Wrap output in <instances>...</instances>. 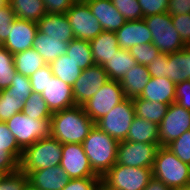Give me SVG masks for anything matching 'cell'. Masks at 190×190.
<instances>
[{
  "mask_svg": "<svg viewBox=\"0 0 190 190\" xmlns=\"http://www.w3.org/2000/svg\"><path fill=\"white\" fill-rule=\"evenodd\" d=\"M158 127L160 146H167L184 132L190 130V110L173 102L169 105Z\"/></svg>",
  "mask_w": 190,
  "mask_h": 190,
  "instance_id": "cell-12",
  "label": "cell"
},
{
  "mask_svg": "<svg viewBox=\"0 0 190 190\" xmlns=\"http://www.w3.org/2000/svg\"><path fill=\"white\" fill-rule=\"evenodd\" d=\"M17 19L38 22L47 14L43 0H9Z\"/></svg>",
  "mask_w": 190,
  "mask_h": 190,
  "instance_id": "cell-28",
  "label": "cell"
},
{
  "mask_svg": "<svg viewBox=\"0 0 190 190\" xmlns=\"http://www.w3.org/2000/svg\"><path fill=\"white\" fill-rule=\"evenodd\" d=\"M183 163L190 165V130L184 132L179 138L166 146Z\"/></svg>",
  "mask_w": 190,
  "mask_h": 190,
  "instance_id": "cell-39",
  "label": "cell"
},
{
  "mask_svg": "<svg viewBox=\"0 0 190 190\" xmlns=\"http://www.w3.org/2000/svg\"><path fill=\"white\" fill-rule=\"evenodd\" d=\"M168 54L160 53L155 59L147 65L150 77L167 78Z\"/></svg>",
  "mask_w": 190,
  "mask_h": 190,
  "instance_id": "cell-47",
  "label": "cell"
},
{
  "mask_svg": "<svg viewBox=\"0 0 190 190\" xmlns=\"http://www.w3.org/2000/svg\"><path fill=\"white\" fill-rule=\"evenodd\" d=\"M97 190H112V189H109L106 185H104L102 182H100Z\"/></svg>",
  "mask_w": 190,
  "mask_h": 190,
  "instance_id": "cell-53",
  "label": "cell"
},
{
  "mask_svg": "<svg viewBox=\"0 0 190 190\" xmlns=\"http://www.w3.org/2000/svg\"><path fill=\"white\" fill-rule=\"evenodd\" d=\"M152 33V43L160 53L172 54L186 47L168 12L143 18Z\"/></svg>",
  "mask_w": 190,
  "mask_h": 190,
  "instance_id": "cell-5",
  "label": "cell"
},
{
  "mask_svg": "<svg viewBox=\"0 0 190 190\" xmlns=\"http://www.w3.org/2000/svg\"><path fill=\"white\" fill-rule=\"evenodd\" d=\"M24 190H37V189L33 188V187L28 183L27 186L24 188Z\"/></svg>",
  "mask_w": 190,
  "mask_h": 190,
  "instance_id": "cell-55",
  "label": "cell"
},
{
  "mask_svg": "<svg viewBox=\"0 0 190 190\" xmlns=\"http://www.w3.org/2000/svg\"><path fill=\"white\" fill-rule=\"evenodd\" d=\"M38 28L37 23L29 20L16 19L10 24L8 37L2 43L13 55L32 48Z\"/></svg>",
  "mask_w": 190,
  "mask_h": 190,
  "instance_id": "cell-15",
  "label": "cell"
},
{
  "mask_svg": "<svg viewBox=\"0 0 190 190\" xmlns=\"http://www.w3.org/2000/svg\"><path fill=\"white\" fill-rule=\"evenodd\" d=\"M135 116L133 100L132 98H126L97 120L95 125L118 142H121L126 140Z\"/></svg>",
  "mask_w": 190,
  "mask_h": 190,
  "instance_id": "cell-8",
  "label": "cell"
},
{
  "mask_svg": "<svg viewBox=\"0 0 190 190\" xmlns=\"http://www.w3.org/2000/svg\"><path fill=\"white\" fill-rule=\"evenodd\" d=\"M87 4L103 31L116 32L126 22V19L112 4L111 0H92Z\"/></svg>",
  "mask_w": 190,
  "mask_h": 190,
  "instance_id": "cell-20",
  "label": "cell"
},
{
  "mask_svg": "<svg viewBox=\"0 0 190 190\" xmlns=\"http://www.w3.org/2000/svg\"><path fill=\"white\" fill-rule=\"evenodd\" d=\"M52 113L75 106L72 87L52 76L41 93Z\"/></svg>",
  "mask_w": 190,
  "mask_h": 190,
  "instance_id": "cell-17",
  "label": "cell"
},
{
  "mask_svg": "<svg viewBox=\"0 0 190 190\" xmlns=\"http://www.w3.org/2000/svg\"><path fill=\"white\" fill-rule=\"evenodd\" d=\"M144 190H171L167 185H165L162 181L152 177L148 185Z\"/></svg>",
  "mask_w": 190,
  "mask_h": 190,
  "instance_id": "cell-52",
  "label": "cell"
},
{
  "mask_svg": "<svg viewBox=\"0 0 190 190\" xmlns=\"http://www.w3.org/2000/svg\"><path fill=\"white\" fill-rule=\"evenodd\" d=\"M28 184V175L18 169L6 174L0 182V190H24Z\"/></svg>",
  "mask_w": 190,
  "mask_h": 190,
  "instance_id": "cell-41",
  "label": "cell"
},
{
  "mask_svg": "<svg viewBox=\"0 0 190 190\" xmlns=\"http://www.w3.org/2000/svg\"><path fill=\"white\" fill-rule=\"evenodd\" d=\"M22 113L36 120L51 119L53 114L43 99L42 94L37 92H32L31 96L26 99Z\"/></svg>",
  "mask_w": 190,
  "mask_h": 190,
  "instance_id": "cell-33",
  "label": "cell"
},
{
  "mask_svg": "<svg viewBox=\"0 0 190 190\" xmlns=\"http://www.w3.org/2000/svg\"><path fill=\"white\" fill-rule=\"evenodd\" d=\"M175 102L190 110V80L176 84Z\"/></svg>",
  "mask_w": 190,
  "mask_h": 190,
  "instance_id": "cell-48",
  "label": "cell"
},
{
  "mask_svg": "<svg viewBox=\"0 0 190 190\" xmlns=\"http://www.w3.org/2000/svg\"><path fill=\"white\" fill-rule=\"evenodd\" d=\"M168 3L169 0H138V4L143 12V17L167 12Z\"/></svg>",
  "mask_w": 190,
  "mask_h": 190,
  "instance_id": "cell-45",
  "label": "cell"
},
{
  "mask_svg": "<svg viewBox=\"0 0 190 190\" xmlns=\"http://www.w3.org/2000/svg\"><path fill=\"white\" fill-rule=\"evenodd\" d=\"M167 12L171 16L190 13V0H169Z\"/></svg>",
  "mask_w": 190,
  "mask_h": 190,
  "instance_id": "cell-50",
  "label": "cell"
},
{
  "mask_svg": "<svg viewBox=\"0 0 190 190\" xmlns=\"http://www.w3.org/2000/svg\"><path fill=\"white\" fill-rule=\"evenodd\" d=\"M101 177L70 179L62 190H97Z\"/></svg>",
  "mask_w": 190,
  "mask_h": 190,
  "instance_id": "cell-46",
  "label": "cell"
},
{
  "mask_svg": "<svg viewBox=\"0 0 190 190\" xmlns=\"http://www.w3.org/2000/svg\"><path fill=\"white\" fill-rule=\"evenodd\" d=\"M89 1H92V0H74V2H78V3H87Z\"/></svg>",
  "mask_w": 190,
  "mask_h": 190,
  "instance_id": "cell-56",
  "label": "cell"
},
{
  "mask_svg": "<svg viewBox=\"0 0 190 190\" xmlns=\"http://www.w3.org/2000/svg\"><path fill=\"white\" fill-rule=\"evenodd\" d=\"M94 64L103 66L120 49L115 32L102 31L89 41Z\"/></svg>",
  "mask_w": 190,
  "mask_h": 190,
  "instance_id": "cell-23",
  "label": "cell"
},
{
  "mask_svg": "<svg viewBox=\"0 0 190 190\" xmlns=\"http://www.w3.org/2000/svg\"><path fill=\"white\" fill-rule=\"evenodd\" d=\"M60 166L70 179L100 177L91 168L82 144H62Z\"/></svg>",
  "mask_w": 190,
  "mask_h": 190,
  "instance_id": "cell-14",
  "label": "cell"
},
{
  "mask_svg": "<svg viewBox=\"0 0 190 190\" xmlns=\"http://www.w3.org/2000/svg\"><path fill=\"white\" fill-rule=\"evenodd\" d=\"M180 190H190V183H188L184 188H182Z\"/></svg>",
  "mask_w": 190,
  "mask_h": 190,
  "instance_id": "cell-57",
  "label": "cell"
},
{
  "mask_svg": "<svg viewBox=\"0 0 190 190\" xmlns=\"http://www.w3.org/2000/svg\"><path fill=\"white\" fill-rule=\"evenodd\" d=\"M53 76L52 69L49 64L38 69L30 77L32 92L42 93L45 90L48 80Z\"/></svg>",
  "mask_w": 190,
  "mask_h": 190,
  "instance_id": "cell-42",
  "label": "cell"
},
{
  "mask_svg": "<svg viewBox=\"0 0 190 190\" xmlns=\"http://www.w3.org/2000/svg\"><path fill=\"white\" fill-rule=\"evenodd\" d=\"M182 71L188 74L190 80V46L182 49Z\"/></svg>",
  "mask_w": 190,
  "mask_h": 190,
  "instance_id": "cell-51",
  "label": "cell"
},
{
  "mask_svg": "<svg viewBox=\"0 0 190 190\" xmlns=\"http://www.w3.org/2000/svg\"><path fill=\"white\" fill-rule=\"evenodd\" d=\"M160 143L121 141L117 147L116 164L130 167L153 168Z\"/></svg>",
  "mask_w": 190,
  "mask_h": 190,
  "instance_id": "cell-10",
  "label": "cell"
},
{
  "mask_svg": "<svg viewBox=\"0 0 190 190\" xmlns=\"http://www.w3.org/2000/svg\"><path fill=\"white\" fill-rule=\"evenodd\" d=\"M118 141L96 125L83 140L82 146L93 171L102 177L116 164Z\"/></svg>",
  "mask_w": 190,
  "mask_h": 190,
  "instance_id": "cell-2",
  "label": "cell"
},
{
  "mask_svg": "<svg viewBox=\"0 0 190 190\" xmlns=\"http://www.w3.org/2000/svg\"><path fill=\"white\" fill-rule=\"evenodd\" d=\"M13 60L16 71L29 78L38 69L47 65L43 58L33 48L14 54Z\"/></svg>",
  "mask_w": 190,
  "mask_h": 190,
  "instance_id": "cell-30",
  "label": "cell"
},
{
  "mask_svg": "<svg viewBox=\"0 0 190 190\" xmlns=\"http://www.w3.org/2000/svg\"><path fill=\"white\" fill-rule=\"evenodd\" d=\"M25 97L9 96L5 90L0 92V121L6 122L16 113L22 112Z\"/></svg>",
  "mask_w": 190,
  "mask_h": 190,
  "instance_id": "cell-34",
  "label": "cell"
},
{
  "mask_svg": "<svg viewBox=\"0 0 190 190\" xmlns=\"http://www.w3.org/2000/svg\"><path fill=\"white\" fill-rule=\"evenodd\" d=\"M115 34L119 47L124 50H130L135 45L152 42V33L144 19L126 21Z\"/></svg>",
  "mask_w": 190,
  "mask_h": 190,
  "instance_id": "cell-19",
  "label": "cell"
},
{
  "mask_svg": "<svg viewBox=\"0 0 190 190\" xmlns=\"http://www.w3.org/2000/svg\"><path fill=\"white\" fill-rule=\"evenodd\" d=\"M10 3L0 7V43L2 44L8 37L10 24L16 20Z\"/></svg>",
  "mask_w": 190,
  "mask_h": 190,
  "instance_id": "cell-43",
  "label": "cell"
},
{
  "mask_svg": "<svg viewBox=\"0 0 190 190\" xmlns=\"http://www.w3.org/2000/svg\"><path fill=\"white\" fill-rule=\"evenodd\" d=\"M126 141L159 143V127L154 122L135 116L128 131Z\"/></svg>",
  "mask_w": 190,
  "mask_h": 190,
  "instance_id": "cell-26",
  "label": "cell"
},
{
  "mask_svg": "<svg viewBox=\"0 0 190 190\" xmlns=\"http://www.w3.org/2000/svg\"><path fill=\"white\" fill-rule=\"evenodd\" d=\"M137 62L129 50L119 49L105 65L104 70L108 74L109 80L120 81L129 72L131 67Z\"/></svg>",
  "mask_w": 190,
  "mask_h": 190,
  "instance_id": "cell-27",
  "label": "cell"
},
{
  "mask_svg": "<svg viewBox=\"0 0 190 190\" xmlns=\"http://www.w3.org/2000/svg\"><path fill=\"white\" fill-rule=\"evenodd\" d=\"M5 123L22 150L42 138L50 137V119L36 120L19 112Z\"/></svg>",
  "mask_w": 190,
  "mask_h": 190,
  "instance_id": "cell-7",
  "label": "cell"
},
{
  "mask_svg": "<svg viewBox=\"0 0 190 190\" xmlns=\"http://www.w3.org/2000/svg\"><path fill=\"white\" fill-rule=\"evenodd\" d=\"M22 153L23 150L18 146L6 123L0 121V171L5 174L16 172Z\"/></svg>",
  "mask_w": 190,
  "mask_h": 190,
  "instance_id": "cell-16",
  "label": "cell"
},
{
  "mask_svg": "<svg viewBox=\"0 0 190 190\" xmlns=\"http://www.w3.org/2000/svg\"><path fill=\"white\" fill-rule=\"evenodd\" d=\"M124 99L126 97L120 82L109 80L82 107L87 116L95 123Z\"/></svg>",
  "mask_w": 190,
  "mask_h": 190,
  "instance_id": "cell-9",
  "label": "cell"
},
{
  "mask_svg": "<svg viewBox=\"0 0 190 190\" xmlns=\"http://www.w3.org/2000/svg\"><path fill=\"white\" fill-rule=\"evenodd\" d=\"M4 90L9 96L25 97V99H28L32 93L30 78L16 72L11 85Z\"/></svg>",
  "mask_w": 190,
  "mask_h": 190,
  "instance_id": "cell-40",
  "label": "cell"
},
{
  "mask_svg": "<svg viewBox=\"0 0 190 190\" xmlns=\"http://www.w3.org/2000/svg\"><path fill=\"white\" fill-rule=\"evenodd\" d=\"M52 73L55 77L67 83L71 87L81 75L82 70L78 67L70 57L66 54L61 55L50 64Z\"/></svg>",
  "mask_w": 190,
  "mask_h": 190,
  "instance_id": "cell-31",
  "label": "cell"
},
{
  "mask_svg": "<svg viewBox=\"0 0 190 190\" xmlns=\"http://www.w3.org/2000/svg\"><path fill=\"white\" fill-rule=\"evenodd\" d=\"M66 55L78 64L81 70L94 65L91 46L87 40H71L66 48Z\"/></svg>",
  "mask_w": 190,
  "mask_h": 190,
  "instance_id": "cell-32",
  "label": "cell"
},
{
  "mask_svg": "<svg viewBox=\"0 0 190 190\" xmlns=\"http://www.w3.org/2000/svg\"><path fill=\"white\" fill-rule=\"evenodd\" d=\"M129 51L137 64L144 66H147L160 54L159 49L156 48L152 42L132 46Z\"/></svg>",
  "mask_w": 190,
  "mask_h": 190,
  "instance_id": "cell-38",
  "label": "cell"
},
{
  "mask_svg": "<svg viewBox=\"0 0 190 190\" xmlns=\"http://www.w3.org/2000/svg\"><path fill=\"white\" fill-rule=\"evenodd\" d=\"M62 143L53 137L42 138L23 150L19 169L28 175L31 171L60 165Z\"/></svg>",
  "mask_w": 190,
  "mask_h": 190,
  "instance_id": "cell-4",
  "label": "cell"
},
{
  "mask_svg": "<svg viewBox=\"0 0 190 190\" xmlns=\"http://www.w3.org/2000/svg\"><path fill=\"white\" fill-rule=\"evenodd\" d=\"M175 92L176 84L170 79L164 76L150 77L149 82L139 97L151 102L170 105L175 102Z\"/></svg>",
  "mask_w": 190,
  "mask_h": 190,
  "instance_id": "cell-22",
  "label": "cell"
},
{
  "mask_svg": "<svg viewBox=\"0 0 190 190\" xmlns=\"http://www.w3.org/2000/svg\"><path fill=\"white\" fill-rule=\"evenodd\" d=\"M9 3V0H0V7Z\"/></svg>",
  "mask_w": 190,
  "mask_h": 190,
  "instance_id": "cell-54",
  "label": "cell"
},
{
  "mask_svg": "<svg viewBox=\"0 0 190 190\" xmlns=\"http://www.w3.org/2000/svg\"><path fill=\"white\" fill-rule=\"evenodd\" d=\"M150 80L147 66L136 64L119 81L126 98H135L141 95L144 87Z\"/></svg>",
  "mask_w": 190,
  "mask_h": 190,
  "instance_id": "cell-24",
  "label": "cell"
},
{
  "mask_svg": "<svg viewBox=\"0 0 190 190\" xmlns=\"http://www.w3.org/2000/svg\"><path fill=\"white\" fill-rule=\"evenodd\" d=\"M167 78L175 84L189 80L188 74L182 71V50L168 54Z\"/></svg>",
  "mask_w": 190,
  "mask_h": 190,
  "instance_id": "cell-36",
  "label": "cell"
},
{
  "mask_svg": "<svg viewBox=\"0 0 190 190\" xmlns=\"http://www.w3.org/2000/svg\"><path fill=\"white\" fill-rule=\"evenodd\" d=\"M37 28L47 37L60 38V42L75 39L66 14L47 13L37 22Z\"/></svg>",
  "mask_w": 190,
  "mask_h": 190,
  "instance_id": "cell-21",
  "label": "cell"
},
{
  "mask_svg": "<svg viewBox=\"0 0 190 190\" xmlns=\"http://www.w3.org/2000/svg\"><path fill=\"white\" fill-rule=\"evenodd\" d=\"M109 81L108 74L103 66L94 64L85 70L72 86L73 98L76 105L82 106Z\"/></svg>",
  "mask_w": 190,
  "mask_h": 190,
  "instance_id": "cell-13",
  "label": "cell"
},
{
  "mask_svg": "<svg viewBox=\"0 0 190 190\" xmlns=\"http://www.w3.org/2000/svg\"><path fill=\"white\" fill-rule=\"evenodd\" d=\"M152 177V168L115 164L101 177V182L112 190H144Z\"/></svg>",
  "mask_w": 190,
  "mask_h": 190,
  "instance_id": "cell-6",
  "label": "cell"
},
{
  "mask_svg": "<svg viewBox=\"0 0 190 190\" xmlns=\"http://www.w3.org/2000/svg\"><path fill=\"white\" fill-rule=\"evenodd\" d=\"M47 13L66 14L74 0H43Z\"/></svg>",
  "mask_w": 190,
  "mask_h": 190,
  "instance_id": "cell-49",
  "label": "cell"
},
{
  "mask_svg": "<svg viewBox=\"0 0 190 190\" xmlns=\"http://www.w3.org/2000/svg\"><path fill=\"white\" fill-rule=\"evenodd\" d=\"M172 24L186 46H190V13L171 16Z\"/></svg>",
  "mask_w": 190,
  "mask_h": 190,
  "instance_id": "cell-44",
  "label": "cell"
},
{
  "mask_svg": "<svg viewBox=\"0 0 190 190\" xmlns=\"http://www.w3.org/2000/svg\"><path fill=\"white\" fill-rule=\"evenodd\" d=\"M69 180L60 165L34 170L28 174V183L37 190H62Z\"/></svg>",
  "mask_w": 190,
  "mask_h": 190,
  "instance_id": "cell-18",
  "label": "cell"
},
{
  "mask_svg": "<svg viewBox=\"0 0 190 190\" xmlns=\"http://www.w3.org/2000/svg\"><path fill=\"white\" fill-rule=\"evenodd\" d=\"M152 173L171 190H180L190 183V165L183 163L166 146L158 147Z\"/></svg>",
  "mask_w": 190,
  "mask_h": 190,
  "instance_id": "cell-3",
  "label": "cell"
},
{
  "mask_svg": "<svg viewBox=\"0 0 190 190\" xmlns=\"http://www.w3.org/2000/svg\"><path fill=\"white\" fill-rule=\"evenodd\" d=\"M126 21L142 20L143 12L138 0H111Z\"/></svg>",
  "mask_w": 190,
  "mask_h": 190,
  "instance_id": "cell-37",
  "label": "cell"
},
{
  "mask_svg": "<svg viewBox=\"0 0 190 190\" xmlns=\"http://www.w3.org/2000/svg\"><path fill=\"white\" fill-rule=\"evenodd\" d=\"M75 39L91 41L102 31L87 3L75 2L66 12Z\"/></svg>",
  "mask_w": 190,
  "mask_h": 190,
  "instance_id": "cell-11",
  "label": "cell"
},
{
  "mask_svg": "<svg viewBox=\"0 0 190 190\" xmlns=\"http://www.w3.org/2000/svg\"><path fill=\"white\" fill-rule=\"evenodd\" d=\"M5 175H6V174H5L4 172L0 171V182H1V180L4 178Z\"/></svg>",
  "mask_w": 190,
  "mask_h": 190,
  "instance_id": "cell-58",
  "label": "cell"
},
{
  "mask_svg": "<svg viewBox=\"0 0 190 190\" xmlns=\"http://www.w3.org/2000/svg\"><path fill=\"white\" fill-rule=\"evenodd\" d=\"M13 54L3 46L0 47V90L7 89L15 76Z\"/></svg>",
  "mask_w": 190,
  "mask_h": 190,
  "instance_id": "cell-35",
  "label": "cell"
},
{
  "mask_svg": "<svg viewBox=\"0 0 190 190\" xmlns=\"http://www.w3.org/2000/svg\"><path fill=\"white\" fill-rule=\"evenodd\" d=\"M135 114L137 117L143 118L157 125L163 120L169 105L160 102H151L138 97L132 98Z\"/></svg>",
  "mask_w": 190,
  "mask_h": 190,
  "instance_id": "cell-29",
  "label": "cell"
},
{
  "mask_svg": "<svg viewBox=\"0 0 190 190\" xmlns=\"http://www.w3.org/2000/svg\"><path fill=\"white\" fill-rule=\"evenodd\" d=\"M69 42H60V38L47 37V35L37 31L32 48L43 58L46 64H50L63 54Z\"/></svg>",
  "mask_w": 190,
  "mask_h": 190,
  "instance_id": "cell-25",
  "label": "cell"
},
{
  "mask_svg": "<svg viewBox=\"0 0 190 190\" xmlns=\"http://www.w3.org/2000/svg\"><path fill=\"white\" fill-rule=\"evenodd\" d=\"M50 124V136L62 144H82L95 125L79 105L54 112Z\"/></svg>",
  "mask_w": 190,
  "mask_h": 190,
  "instance_id": "cell-1",
  "label": "cell"
}]
</instances>
